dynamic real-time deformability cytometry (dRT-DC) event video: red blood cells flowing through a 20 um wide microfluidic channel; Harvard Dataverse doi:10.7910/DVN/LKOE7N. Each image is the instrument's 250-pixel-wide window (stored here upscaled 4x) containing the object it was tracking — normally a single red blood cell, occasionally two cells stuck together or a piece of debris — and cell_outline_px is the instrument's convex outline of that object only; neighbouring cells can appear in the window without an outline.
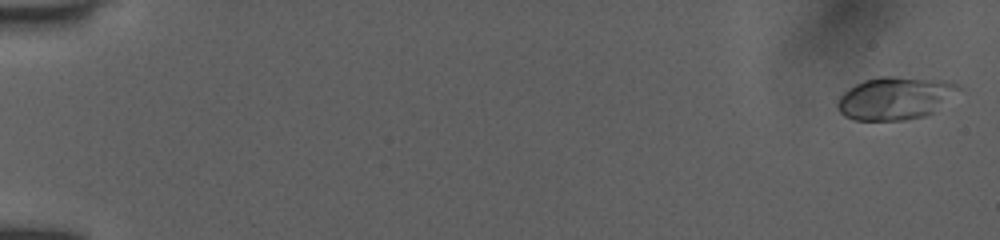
{"species": "human", "species_latin": "Homo sapiens", "temperature_condition": "room temperature", "stored_images_in_passage": 20, "camera_frame_rate_fps": 3000, "um_per_image_px": 0.085, "donor": {"sex": "female"}, "frame": {"image": 1, "passage_image": 1, "time_ms": 0.0, "image_size_px": [1000, 240], "cell_outline_px": [[960, 88], [928, 116], [904, 120], [856, 120], [844, 116], [836, 108], [836, 104], [840, 96], [848, 88], [864, 80], [880, 76], [892, 76], [948, 80], [956, 84]], "centroid_in_image_um": [76.04, 8.34], "position_along_channel_um": 9.0, "area_um2": 30.06}}
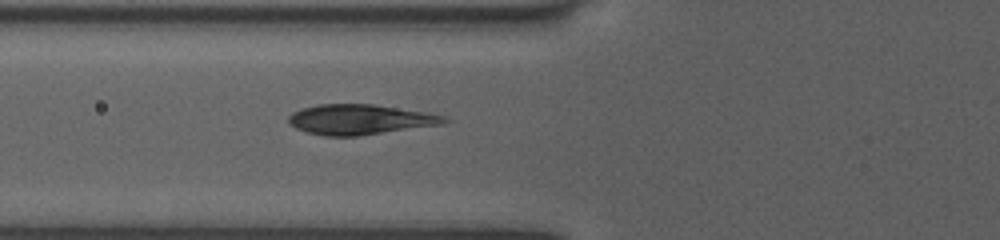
{"frame": {"image": 2, "passage_image": 17, "time_ms": 6.667, "image_size_px": [1000, 240], "cell_outline_px": [[452, 120], [448, 124], [356, 136], [324, 136], [308, 132], [296, 128], [288, 124], [288, 116], [292, 112], [300, 108], [320, 104], [372, 104], [424, 112], [444, 116]], "centroid_in_image_um": [30.61, 10.16], "position_along_channel_um": 95.2, "area_um2": 27.51}}
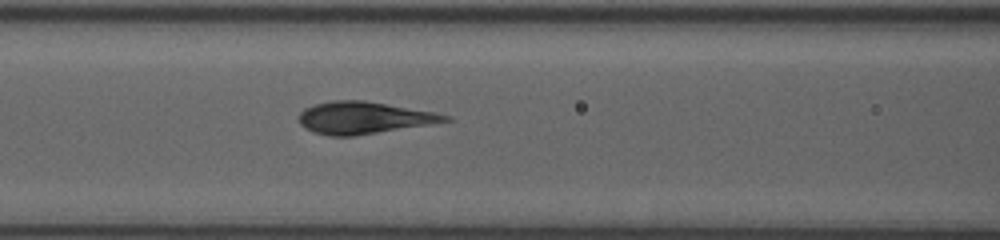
{"frame": {"image": 3, "passage_image": 20, "time_ms": 7.667, "image_size_px": [1000, 240], "cell_outline_px": [[452, 120], [436, 124], [356, 136], [328, 136], [312, 132], [300, 124], [296, 120], [300, 112], [304, 108], [316, 104], [332, 100], [364, 100], [436, 112], [452, 116]], "centroid_in_image_um": [30.95, 10.02], "position_along_channel_um": 135.6, "area_um2": 27.92}}